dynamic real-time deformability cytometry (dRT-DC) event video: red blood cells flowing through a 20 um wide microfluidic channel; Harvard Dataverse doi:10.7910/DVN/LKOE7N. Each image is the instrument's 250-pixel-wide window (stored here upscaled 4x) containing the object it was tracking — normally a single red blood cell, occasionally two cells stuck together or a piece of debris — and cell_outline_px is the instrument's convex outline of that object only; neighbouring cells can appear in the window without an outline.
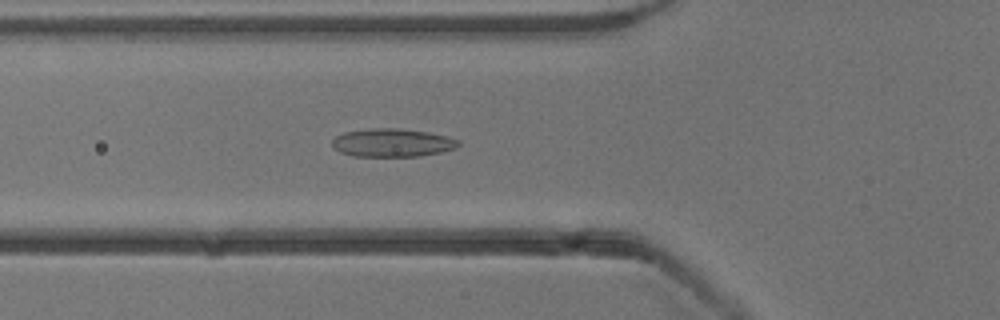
{"species": "common noctule bat (a hibernating species)", "species_latin": "Nyctalus noctula", "temperature_condition": "cold", "stored_images_in_passage": 23, "camera_frame_rate_fps": 3000, "um_per_image_px": 0.085, "animal": {"sex": "male", "body_mass_g": 13.3}, "frame": {"image": 1, "passage_image": 11, "time_ms": 3.333, "image_size_px": [1000, 320], "cell_outline_px": [[460, 144], [456, 148], [440, 152], [420, 156], [352, 156], [340, 152], [332, 148], [332, 140], [336, 136], [344, 132], [372, 128], [400, 128], [428, 132], [448, 136], [460, 140]], "centroid_in_image_um": [33.34, 12.13], "position_along_channel_um": 92.5, "area_um2": 20.92}}
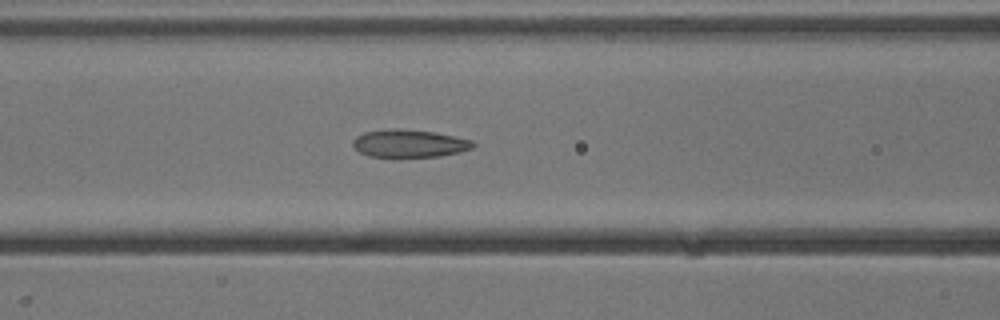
{"frame": {"image": 2, "passage_image": 14, "time_ms": 4.333, "image_size_px": [1000, 320], "cell_outline_px": [[476, 144], [472, 148], [460, 152], [440, 156], [368, 156], [360, 152], [352, 144], [352, 140], [356, 136], [364, 132], [392, 128], [400, 128], [432, 132], [472, 140]], "centroid_in_image_um": [34.78, 12.18], "position_along_channel_um": 131.8, "area_um2": 19.19}}